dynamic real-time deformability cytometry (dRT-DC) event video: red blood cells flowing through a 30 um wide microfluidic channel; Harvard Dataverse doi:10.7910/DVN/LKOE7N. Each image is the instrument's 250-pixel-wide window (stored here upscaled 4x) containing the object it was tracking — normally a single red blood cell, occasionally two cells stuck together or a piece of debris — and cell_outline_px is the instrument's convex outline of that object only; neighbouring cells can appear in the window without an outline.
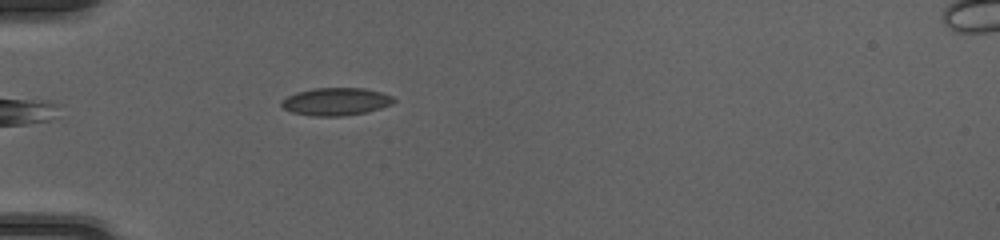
{"species": "common noctule bat (a hibernating species)", "species_latin": "Nyctalus noctula", "temperature_condition": "cold", "stored_images_in_passage": 36, "camera_frame_rate_fps": 3000, "um_per_image_px": 0.085, "animal": {"sex": "female", "body_mass_g": 20.0, "forearm_length_mm": 54.0}, "frame": {"image": 1, "passage_image": 2, "time_ms": 0.333, "image_size_px": [1000, 240], "cell_outline_px": [[396, 100], [392, 104], [368, 112], [340, 116], [312, 116], [292, 112], [284, 108], [280, 104], [280, 100], [296, 92], [312, 88], [364, 88], [380, 92], [392, 96]], "centroid_in_image_um": [28.54, 8.63], "position_along_channel_um": 56.5, "area_um2": 18.15}}
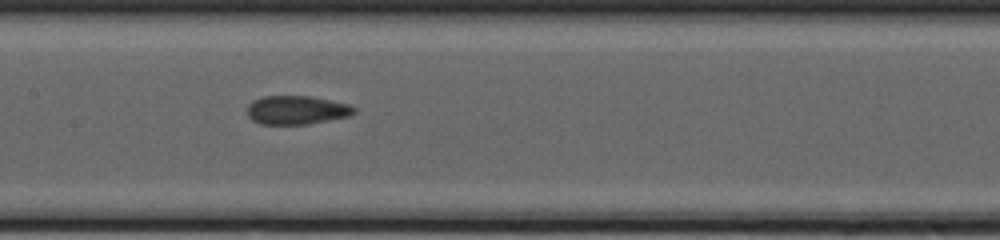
{"frame": {"image": 2, "passage_image": 12, "time_ms": 3.667, "image_size_px": [1000, 240], "cell_outline_px": [[356, 112], [352, 116], [308, 124], [260, 124], [252, 120], [248, 116], [248, 104], [252, 100], [264, 96], [308, 96], [348, 104], [356, 108]], "centroid_in_image_um": [25.22, 9.36], "position_along_channel_um": 182.2, "area_um2": 17.92}}
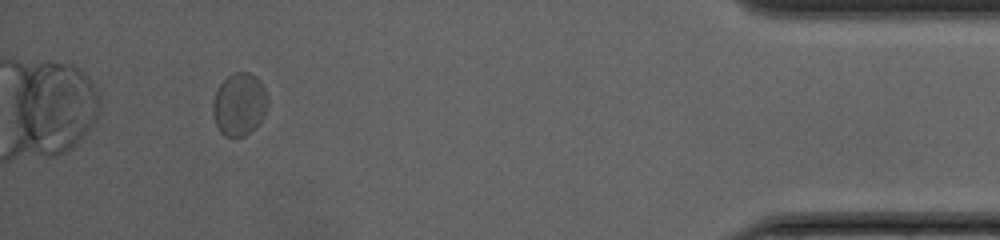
{"frame": {"image": 3, "passage_image": 33, "time_ms": 10.667, "image_size_px": [1000, 240], "cell_outline_px": [[268, 104], [264, 116], [244, 136], [224, 136], [220, 132], [216, 124], [212, 112], [212, 104], [216, 92], [220, 84], [232, 72], [248, 72], [256, 76], [260, 80], [264, 88]], "centroid_in_image_um": [20.33, 8.84], "position_along_channel_um": 414.9, "area_um2": 19.83}, "authors_computed_cell_mechanics": {"area_um2": 18.0914, "velocity_mm_per_s": 4.1155, "shape_relaxation_time_tau1_ms": null, "shape_relaxation_time_tau2_ms": 1.1066, "deformation_change_tau1": null, "deformation_change_tau2": 0.0587}}